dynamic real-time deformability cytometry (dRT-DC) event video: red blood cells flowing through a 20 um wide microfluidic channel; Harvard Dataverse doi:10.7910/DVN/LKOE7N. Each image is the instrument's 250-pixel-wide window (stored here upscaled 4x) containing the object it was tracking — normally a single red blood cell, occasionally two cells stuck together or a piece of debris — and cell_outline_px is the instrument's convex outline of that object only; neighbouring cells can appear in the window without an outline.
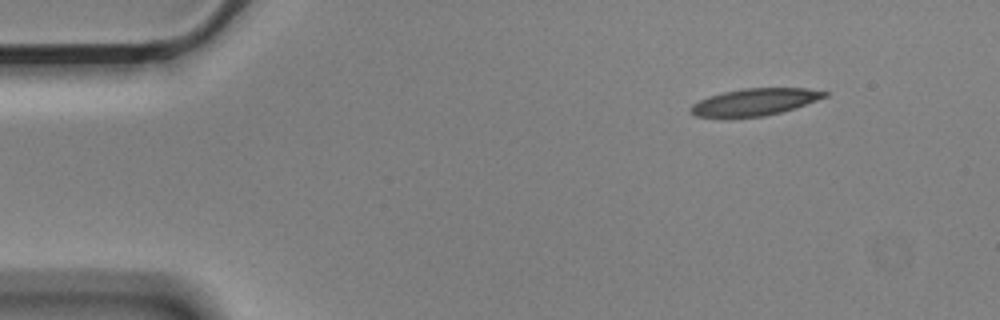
{"species": "Egyptian fruit bat (a non-hibernating species)", "species_latin": "Rousettus aegyptiacus", "temperature_condition": "cold", "stored_images_in_passage": 9, "camera_frame_rate_fps": 3000, "um_per_image_px": 0.085, "animal": {"sex": "male"}, "frame": {"image": 1, "passage_image": 1, "time_ms": 0.0, "image_size_px": [1000, 320], "cell_outline_px": [[828, 96], [796, 108], [764, 116], [724, 120], [696, 116], [688, 108], [692, 104], [708, 96], [724, 92], [744, 88], [808, 88], [828, 92]], "centroid_in_image_um": [64.1, 8.7], "position_along_channel_um": 20.9, "area_um2": 21.73}}
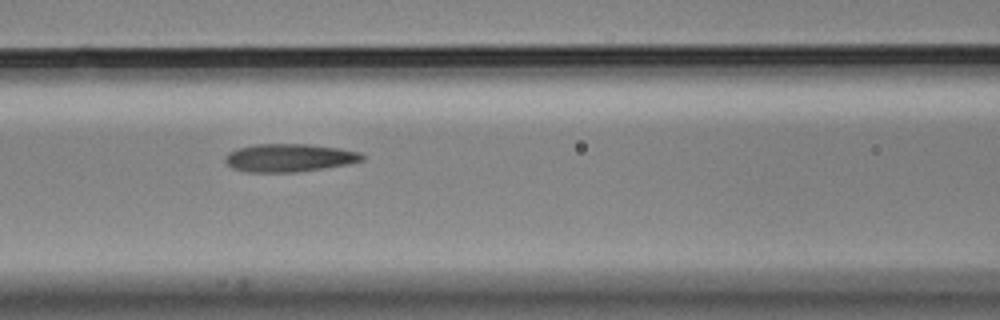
{"frame": {"image": 2, "passage_image": 6, "time_ms": 1.667, "image_size_px": [1000, 320], "cell_outline_px": [[364, 160], [348, 164], [324, 168], [296, 172], [248, 172], [232, 168], [224, 160], [224, 156], [228, 152], [236, 148], [256, 144], [308, 144], [340, 148], [360, 152], [364, 156]], "centroid_in_image_um": [24.57, 13.41], "position_along_channel_um": 142.0, "area_um2": 22.48}}
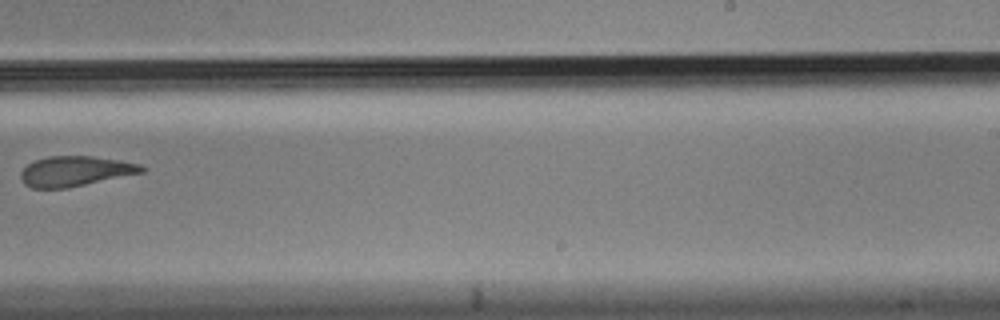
{"frame": {"image": 3, "passage_image": 9, "time_ms": 2.667, "image_size_px": [1000, 320], "cell_outline_px": [[144, 172], [68, 188], [32, 188], [24, 184], [20, 180], [20, 172], [28, 164], [36, 160], [48, 156], [92, 156], [120, 160], [140, 164], [144, 168]], "centroid_in_image_um": [6.37, 14.55], "position_along_channel_um": 282.6, "area_um2": 21.21}}